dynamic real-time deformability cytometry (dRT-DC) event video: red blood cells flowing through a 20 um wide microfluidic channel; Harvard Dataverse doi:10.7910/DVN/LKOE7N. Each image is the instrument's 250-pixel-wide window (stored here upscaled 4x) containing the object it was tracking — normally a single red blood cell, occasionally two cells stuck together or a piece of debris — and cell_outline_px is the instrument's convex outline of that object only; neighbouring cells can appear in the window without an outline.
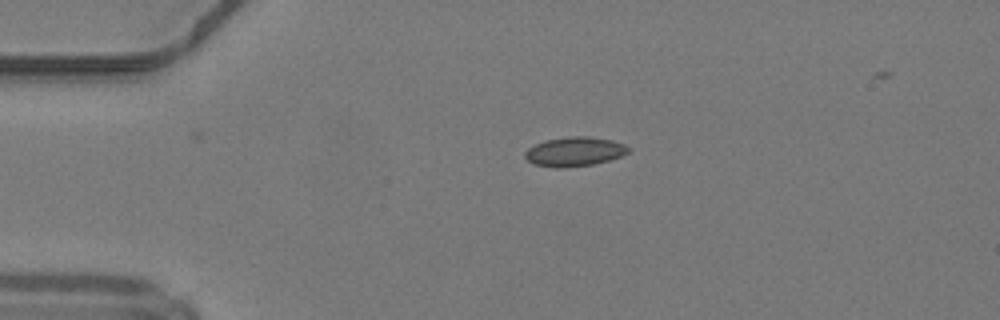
{"species": "common noctule bat (a hibernating species)", "species_latin": "Nyctalus noctula", "temperature_condition": "warm", "stored_images_in_passage": 37, "camera_frame_rate_fps": 3000, "um_per_image_px": 0.085, "animal": {"sex": "male", "body_mass_g": 19.2, "forearm_length_mm": 51.8}, "frame": {"image": 1, "passage_image": 1, "time_ms": 0.0, "image_size_px": [1000, 320], "cell_outline_px": [[632, 148], [628, 152], [620, 156], [608, 160], [592, 164], [564, 168], [556, 168], [532, 164], [524, 156], [524, 152], [528, 148], [544, 140], [568, 136], [588, 136], [612, 140], [624, 144]], "centroid_in_image_um": [48.81, 12.88], "position_along_channel_um": 36.2, "area_um2": 17.74}}
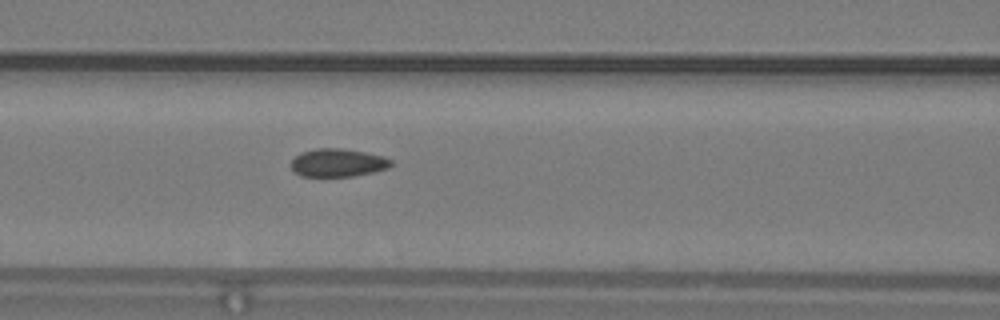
{"frame": {"image": 2, "passage_image": 11, "time_ms": 3.333, "image_size_px": [1000, 320], "cell_outline_px": [[392, 164], [388, 168], [372, 172], [352, 176], [300, 176], [292, 168], [292, 160], [300, 152], [316, 148], [344, 148], [384, 156], [392, 160]], "centroid_in_image_um": [28.72, 13.82], "position_along_channel_um": 137.9, "area_um2": 16.3}}
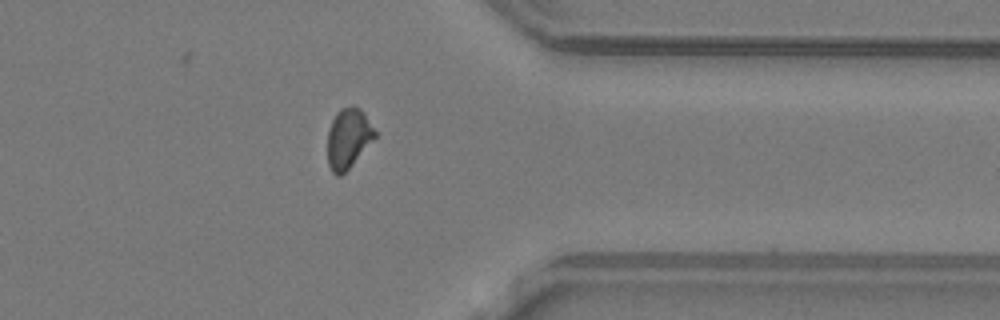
{"frame": {"image": 3, "passage_image": 29, "time_ms": 9.333, "image_size_px": [1000, 320], "cell_outline_px": [[376, 136], [352, 164], [340, 176], [336, 176], [332, 172], [328, 164], [328, 132], [332, 120], [336, 112], [340, 108], [352, 104], [360, 108], [364, 112], [376, 132]], "centroid_in_image_um": [29.59, 11.72], "position_along_channel_um": 381.8, "area_um2": 16.47}}